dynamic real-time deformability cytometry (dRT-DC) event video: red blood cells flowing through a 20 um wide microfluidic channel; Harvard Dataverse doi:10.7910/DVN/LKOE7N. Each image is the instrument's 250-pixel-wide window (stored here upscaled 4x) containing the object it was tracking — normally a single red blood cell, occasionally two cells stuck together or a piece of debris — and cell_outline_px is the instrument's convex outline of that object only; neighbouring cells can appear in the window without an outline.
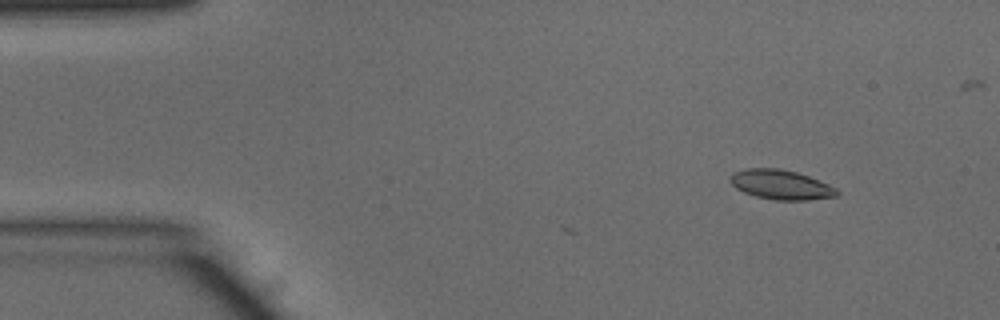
{"species": "common noctule bat (a hibernating species)", "species_latin": "Nyctalus noctula", "temperature_condition": "warm", "stored_images_in_passage": 3, "camera_frame_rate_fps": 3000, "um_per_image_px": 0.085, "animal": {"sex": "male", "body_mass_g": 15.6}, "frame": {"image": 1, "passage_image": 1, "time_ms": 0.0, "image_size_px": [1000, 320], "cell_outline_px": [[840, 196], [804, 200], [776, 200], [756, 196], [744, 192], [736, 188], [728, 180], [728, 176], [732, 172], [744, 168], [780, 168], [796, 172], [808, 176], [828, 184], [836, 188], [840, 192]], "centroid_in_image_um": [66.35, 15.69], "position_along_channel_um": 18.7, "area_um2": 18.55}}